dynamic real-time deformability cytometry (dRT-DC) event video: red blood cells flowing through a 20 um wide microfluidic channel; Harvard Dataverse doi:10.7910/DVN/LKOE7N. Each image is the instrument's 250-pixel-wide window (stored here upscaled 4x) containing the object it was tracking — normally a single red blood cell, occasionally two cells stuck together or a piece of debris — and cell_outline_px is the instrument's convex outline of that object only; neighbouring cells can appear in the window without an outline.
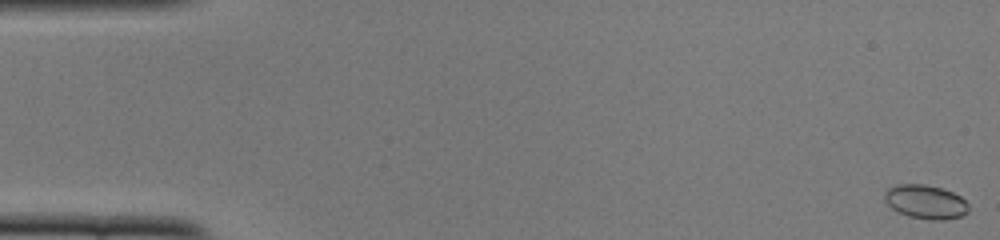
{"species": "common noctule bat (a hibernating species)", "species_latin": "Nyctalus noctula", "temperature_condition": "cold", "stored_images_in_passage": 52, "camera_frame_rate_fps": 3000, "um_per_image_px": 0.085, "animal": {"sex": "female", "body_mass_g": 22.0, "forearm_length_mm": 56.7}, "frame": {"image": 1, "passage_image": 1, "time_ms": 0.0, "image_size_px": [1000, 240], "cell_outline_px": [[968, 212], [960, 216], [944, 220], [932, 220], [908, 216], [892, 208], [884, 200], [884, 192], [888, 188], [896, 184], [924, 184], [944, 188], [960, 196], [968, 204]], "centroid_in_image_um": [78.67, 17.14], "position_along_channel_um": 6.3, "area_um2": 16.65}}
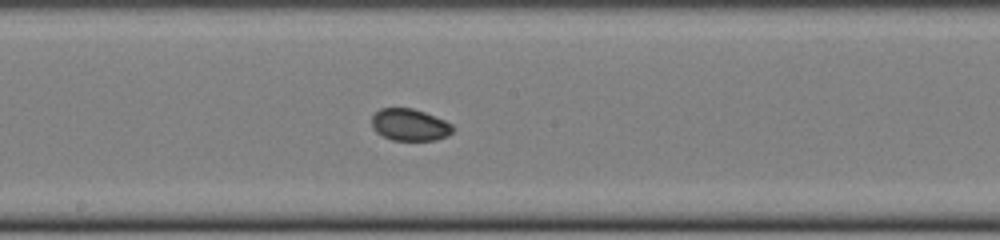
{"frame": {"image": 2, "passage_image": 28, "time_ms": 9.0, "image_size_px": [1000, 240], "cell_outline_px": [[452, 132], [448, 136], [436, 140], [392, 140], [376, 132], [372, 128], [372, 116], [380, 108], [412, 108], [424, 112], [444, 120], [452, 124]], "centroid_in_image_um": [34.81, 10.61], "position_along_channel_um": 213.4, "area_um2": 15.03}}
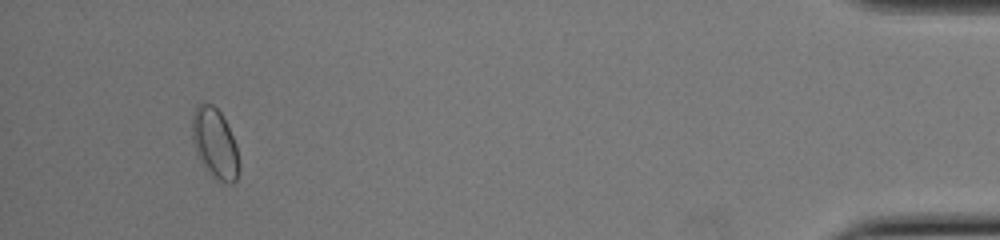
{"frame": {"image": 3, "passage_image": 49, "time_ms": 16.0, "image_size_px": [1000, 240], "cell_outline_px": [[240, 168], [236, 180], [232, 184], [228, 184], [220, 180], [200, 160], [196, 152], [192, 140], [192, 116], [196, 104], [212, 104], [220, 112], [236, 144], [240, 164]], "centroid_in_image_um": [18.27, 12.17], "position_along_channel_um": 416.9, "area_um2": 18.73}, "authors_computed_cell_mechanics": {"area_um2": 15.6349, "velocity_mm_per_s": 3.9054, "shape_relaxation_time_tau1_ms": 2.3552, "shape_relaxation_time_tau2_ms": 5.0877, "deformation_change_tau1": 0.0495, "deformation_change_tau2": 0.0533}}